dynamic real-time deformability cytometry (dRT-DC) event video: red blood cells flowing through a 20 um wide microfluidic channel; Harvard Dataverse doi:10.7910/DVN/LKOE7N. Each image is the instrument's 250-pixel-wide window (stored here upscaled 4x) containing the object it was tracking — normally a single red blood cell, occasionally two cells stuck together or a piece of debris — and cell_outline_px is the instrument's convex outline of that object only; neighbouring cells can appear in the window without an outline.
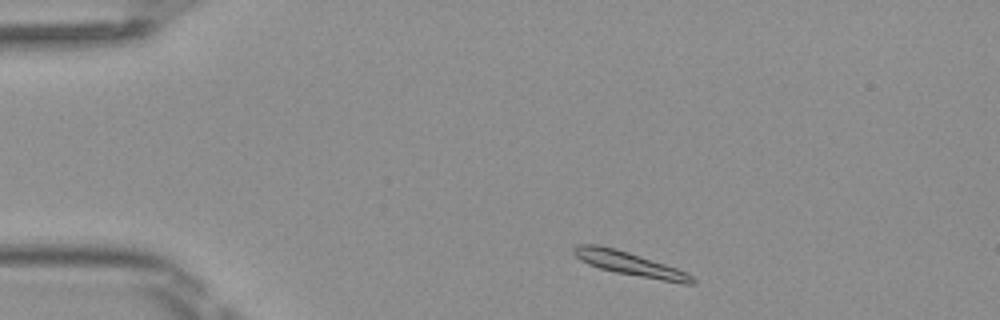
{"species": "Egyptian fruit bat (a non-hibernating species)", "species_latin": "Rousettus aegyptiacus", "temperature_condition": "room temperature", "stored_images_in_passage": 44, "camera_frame_rate_fps": 3000, "um_per_image_px": 0.085, "frame": {"image": 1, "passage_image": 3, "time_ms": 0.667, "image_size_px": [1000, 320], "cell_outline_px": [[696, 280], [692, 284], [684, 284], [616, 272], [600, 268], [588, 264], [580, 260], [572, 252], [572, 248], [580, 244], [600, 244], [616, 248], [688, 272]], "centroid_in_image_um": [53.5, 22.41], "position_along_channel_um": 31.5, "area_um2": 16.24}}
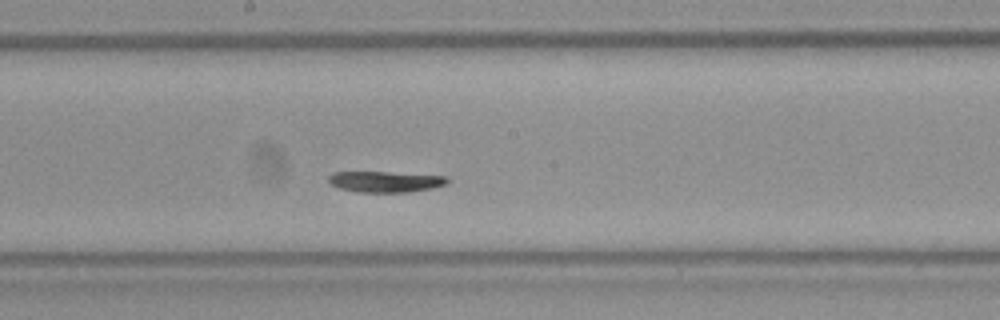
{"frame": {"image": 2, "passage_image": 21, "time_ms": 6.667, "image_size_px": [1000, 320], "cell_outline_px": [[448, 184], [432, 188], [408, 192], [356, 192], [340, 188], [332, 184], [328, 180], [328, 176], [332, 172], [388, 172], [448, 176]], "centroid_in_image_um": [32.77, 15.44], "position_along_channel_um": 215.4, "area_um2": 14.51}}
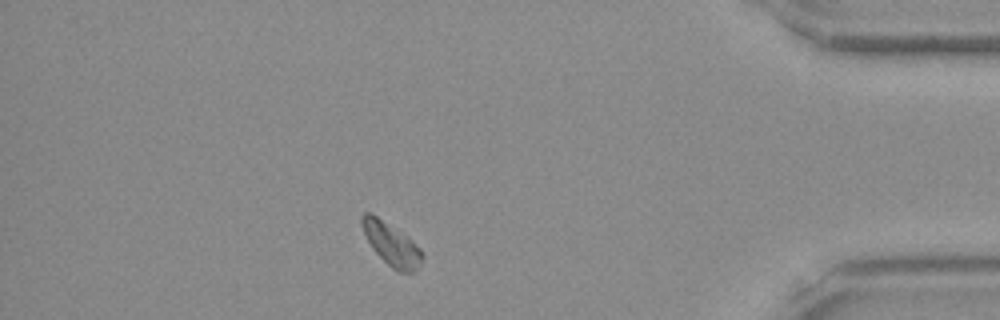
{"frame": {"image": 3, "passage_image": 38, "time_ms": 12.333, "image_size_px": [1000, 320], "cell_outline_px": [[424, 256], [420, 268], [412, 272], [396, 272], [372, 248], [364, 232], [360, 220], [360, 216], [364, 212], [368, 212], [376, 216], [408, 236], [420, 248]], "centroid_in_image_um": [33.3, 20.77], "position_along_channel_um": 401.9, "area_um2": 14.91}, "authors_computed_cell_mechanics": {"area_um2": 15.0569, "velocity_mm_per_s": 4.0091, "shape_relaxation_time_tau1_ms": 6.5047, "shape_relaxation_time_tau2_ms": null, "deformation_change_tau1": 0.1691, "deformation_change_tau2": null}}